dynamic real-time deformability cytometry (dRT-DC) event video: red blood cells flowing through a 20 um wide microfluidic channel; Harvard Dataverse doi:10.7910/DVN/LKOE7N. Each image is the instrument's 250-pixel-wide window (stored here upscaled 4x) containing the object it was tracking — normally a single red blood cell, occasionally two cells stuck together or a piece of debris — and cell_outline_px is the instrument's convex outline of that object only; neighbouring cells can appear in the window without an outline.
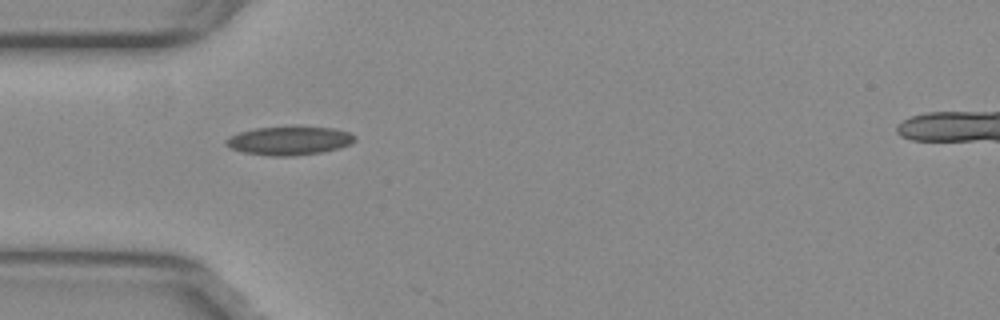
{"species": "common noctule bat (a hibernating species)", "species_latin": "Nyctalus noctula", "temperature_condition": "warm", "stored_images_in_passage": 39, "camera_frame_rate_fps": 3000, "um_per_image_px": 0.085, "animal": {"sex": "female", "body_mass_g": 29.2, "forearm_length_mm": 56.3}, "frame": {"image": 1, "passage_image": 1, "time_ms": 0.0, "image_size_px": [1000, 320], "cell_outline_px": [[356, 140], [352, 144], [320, 152], [292, 156], [272, 156], [244, 152], [228, 148], [224, 144], [224, 140], [228, 136], [240, 132], [256, 128], [292, 124], [300, 124], [332, 128], [348, 132], [356, 136]], "centroid_in_image_um": [24.56, 11.91], "position_along_channel_um": 60.4, "area_um2": 22.25}}
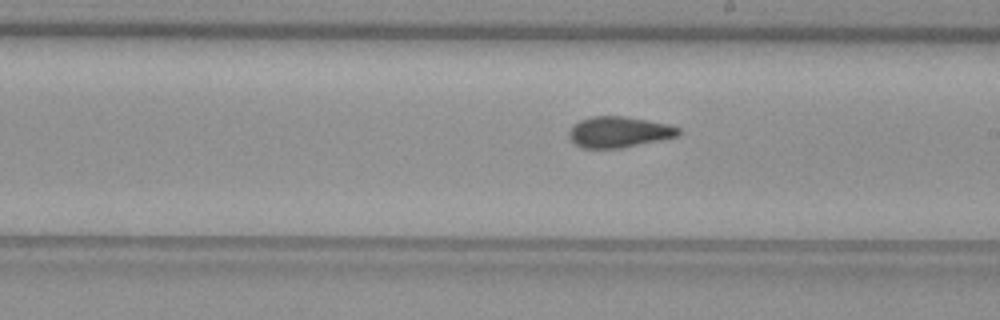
{"frame": {"image": 2, "passage_image": 15, "time_ms": 4.667, "image_size_px": [1000, 320], "cell_outline_px": [[680, 132], [676, 136], [660, 140], [620, 148], [580, 148], [568, 136], [568, 132], [572, 124], [580, 120], [592, 116], [624, 116], [668, 124], [680, 128]], "centroid_in_image_um": [52.56, 11.22], "position_along_channel_um": 236.4, "area_um2": 19.65}}
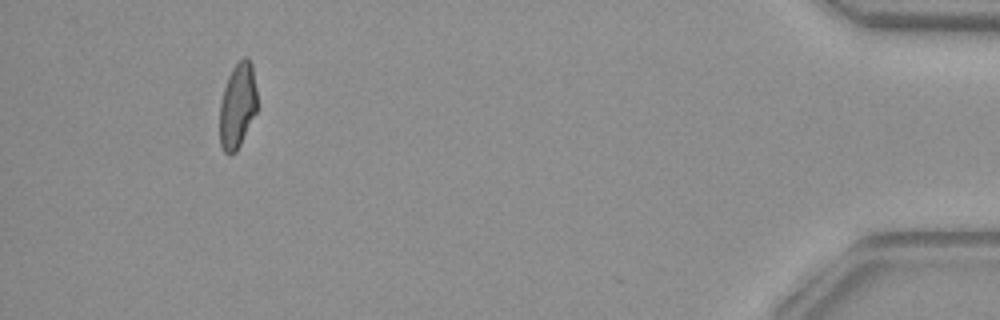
{"frame": {"image": 3, "passage_image": 35, "time_ms": 11.333, "image_size_px": [1000, 320], "cell_outline_px": [[256, 112], [236, 152], [228, 156], [224, 152], [220, 144], [220, 104], [224, 88], [228, 76], [232, 68], [244, 56], [248, 56], [252, 64], [256, 88]], "centroid_in_image_um": [20.18, 8.97], "position_along_channel_um": 415.0, "area_um2": 18.55}, "authors_computed_cell_mechanics": {"area_um2": 19.7098, "velocity_mm_per_s": 3.8004, "shape_relaxation_time_tau1_ms": null, "shape_relaxation_time_tau2_ms": 1.9304, "deformation_change_tau1": null, "deformation_change_tau2": 0.0907}}